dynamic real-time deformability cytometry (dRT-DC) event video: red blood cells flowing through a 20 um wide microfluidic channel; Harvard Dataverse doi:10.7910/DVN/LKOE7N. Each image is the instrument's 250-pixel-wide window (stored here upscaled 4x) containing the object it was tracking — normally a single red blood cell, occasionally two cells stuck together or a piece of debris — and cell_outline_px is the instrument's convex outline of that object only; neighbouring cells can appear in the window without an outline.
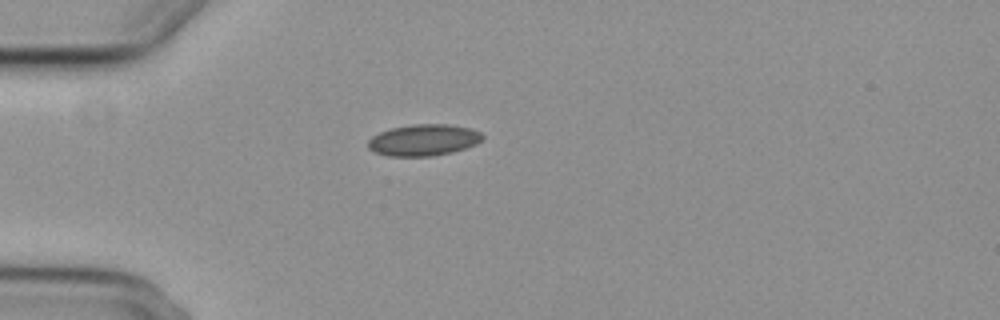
{"species": "common noctule bat (a hibernating species)", "species_latin": "Nyctalus noctula", "temperature_condition": "cold", "stored_images_in_passage": 4, "camera_frame_rate_fps": 3000, "um_per_image_px": 0.085, "animal": {"sex": "female", "body_mass_g": 29.2, "forearm_length_mm": 56.3}, "frame": {"image": 1, "passage_image": 1, "time_ms": 0.0, "image_size_px": [1000, 320], "cell_outline_px": [[484, 136], [476, 144], [452, 152], [432, 156], [388, 156], [376, 152], [368, 148], [368, 140], [372, 136], [380, 132], [392, 128], [412, 124], [452, 124], [472, 128], [480, 132]], "centroid_in_image_um": [36.01, 11.89], "position_along_channel_um": 49.0, "area_um2": 20.98}}
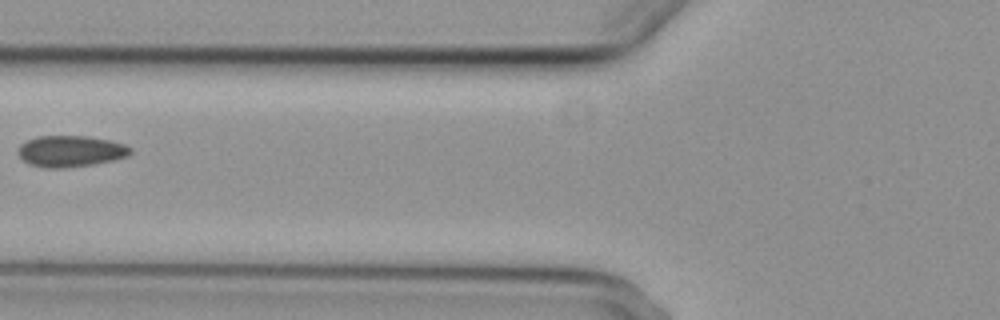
{"frame": {"image": 2, "passage_image": 3, "time_ms": 2.333, "image_size_px": [1000, 320], "cell_outline_px": [[132, 152], [128, 156], [112, 160], [92, 164], [64, 168], [48, 168], [28, 164], [16, 152], [20, 144], [36, 136], [88, 136], [112, 140], [124, 144], [132, 148]], "centroid_in_image_um": [6.0, 12.84], "position_along_channel_um": 119.8, "area_um2": 20.58}}
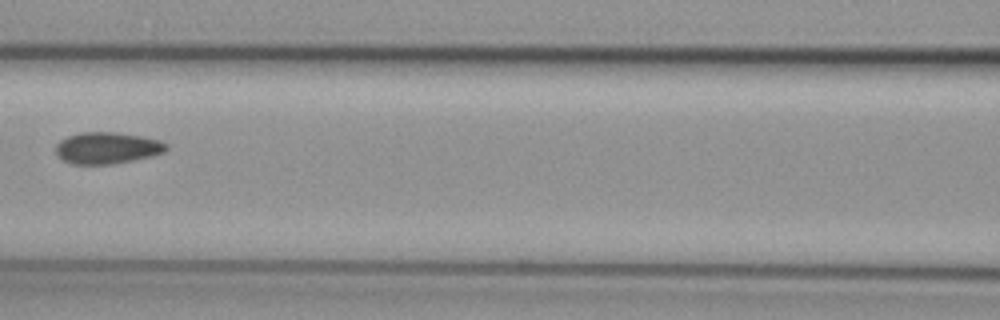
{"frame": {"image": 3, "passage_image": 4, "time_ms": 3.333, "image_size_px": [1000, 320], "cell_outline_px": [[168, 148], [164, 152], [152, 156], [112, 164], [72, 164], [56, 156], [56, 144], [60, 140], [68, 136], [80, 132], [116, 132], [140, 136], [160, 140], [168, 144]], "centroid_in_image_um": [9.1, 12.57], "position_along_channel_um": 157.5, "area_um2": 20.4}}